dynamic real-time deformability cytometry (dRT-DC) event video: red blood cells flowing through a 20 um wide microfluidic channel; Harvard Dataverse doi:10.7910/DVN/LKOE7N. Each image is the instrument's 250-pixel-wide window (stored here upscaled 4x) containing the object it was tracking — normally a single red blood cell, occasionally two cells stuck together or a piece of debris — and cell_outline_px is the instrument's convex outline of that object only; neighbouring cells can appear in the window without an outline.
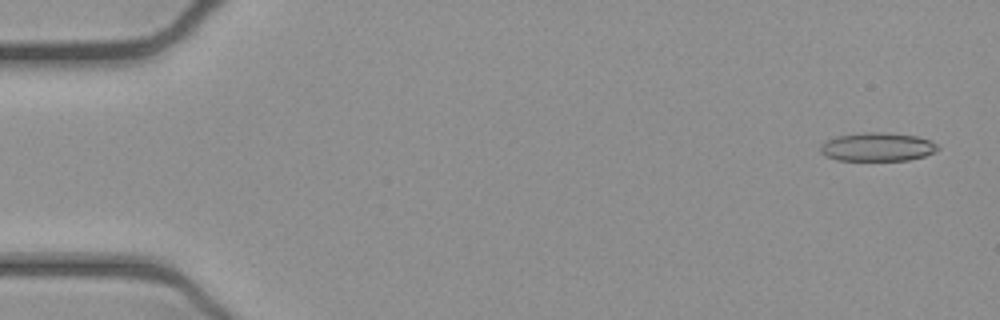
{"species": "common noctule bat (a hibernating species)", "species_latin": "Nyctalus noctula", "temperature_condition": "cold", "stored_images_in_passage": 51, "camera_frame_rate_fps": 3000, "um_per_image_px": 0.085, "animal": {"sex": "female", "body_mass_g": 21.9}, "frame": {"image": 1, "passage_image": 1, "time_ms": 0.0, "image_size_px": [1000, 320], "cell_outline_px": [[940, 148], [936, 152], [924, 156], [908, 160], [836, 160], [820, 152], [820, 144], [836, 136], [868, 132], [884, 132], [916, 136], [928, 140], [936, 144]], "centroid_in_image_um": [74.58, 12.49], "position_along_channel_um": 10.4, "area_um2": 19.42}}
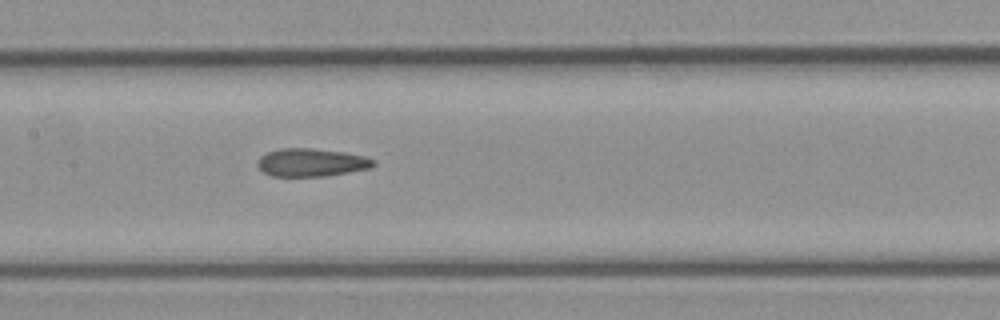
{"frame": {"image": 2, "passage_image": 24, "time_ms": 7.667, "image_size_px": [1000, 320], "cell_outline_px": [[376, 164], [372, 168], [328, 176], [272, 176], [264, 172], [256, 164], [256, 160], [260, 156], [268, 152], [280, 148], [312, 148], [344, 152], [364, 156], [376, 160]], "centroid_in_image_um": [26.49, 13.81], "position_along_channel_um": 180.9, "area_um2": 19.13}}
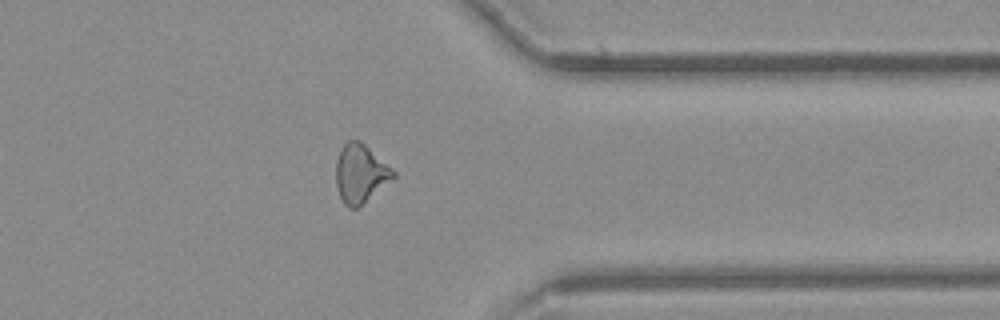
{"frame": {"image": 3, "passage_image": 40, "time_ms": 13.0, "image_size_px": [1000, 320], "cell_outline_px": [[396, 176], [392, 180], [356, 208], [348, 208], [344, 204], [340, 196], [336, 184], [336, 160], [340, 148], [348, 140], [360, 140], [392, 168], [396, 172]], "centroid_in_image_um": [30.62, 14.73], "position_along_channel_um": 380.8, "area_um2": 19.42}, "authors_computed_cell_mechanics": {"area_um2": 19.3052, "velocity_mm_per_s": 3.9138, "shape_relaxation_time_tau1_ms": null, "shape_relaxation_time_tau2_ms": 4.5459, "deformation_change_tau1": null, "deformation_change_tau2": 0.1555}}